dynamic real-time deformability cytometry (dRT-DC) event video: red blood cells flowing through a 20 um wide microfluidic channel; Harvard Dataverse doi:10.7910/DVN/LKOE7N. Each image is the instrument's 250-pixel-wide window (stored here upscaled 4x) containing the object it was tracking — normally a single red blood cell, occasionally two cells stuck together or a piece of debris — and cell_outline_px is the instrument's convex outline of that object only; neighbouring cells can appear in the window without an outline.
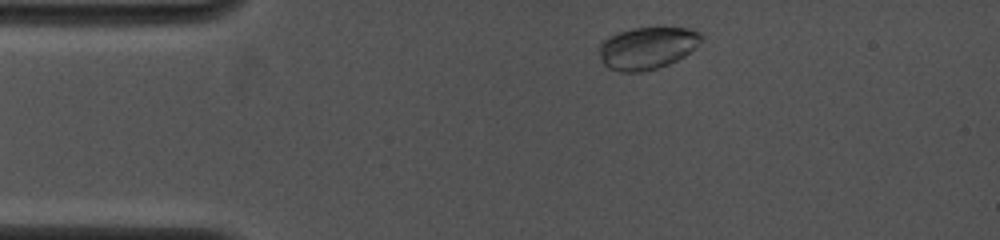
{"species": "common noctule bat (a hibernating species)", "species_latin": "Nyctalus noctula", "temperature_condition": "cold", "stored_images_in_passage": 5, "camera_frame_rate_fps": 4000, "um_per_image_px": 0.085, "animal": {"sex": "female", "body_mass_g": 19.0, "forearm_length_mm": 53.3}, "frame": {"image": 1, "passage_image": 2, "time_ms": 0.5, "image_size_px": [1000, 240], "cell_outline_px": [[704, 36], [684, 56], [668, 64], [656, 68], [640, 72], [620, 72], [608, 68], [604, 64], [600, 56], [600, 44], [608, 36], [632, 28], [688, 28], [700, 32]], "centroid_in_image_um": [54.98, 4.08], "position_along_channel_um": 30.0, "area_um2": 24.74}}